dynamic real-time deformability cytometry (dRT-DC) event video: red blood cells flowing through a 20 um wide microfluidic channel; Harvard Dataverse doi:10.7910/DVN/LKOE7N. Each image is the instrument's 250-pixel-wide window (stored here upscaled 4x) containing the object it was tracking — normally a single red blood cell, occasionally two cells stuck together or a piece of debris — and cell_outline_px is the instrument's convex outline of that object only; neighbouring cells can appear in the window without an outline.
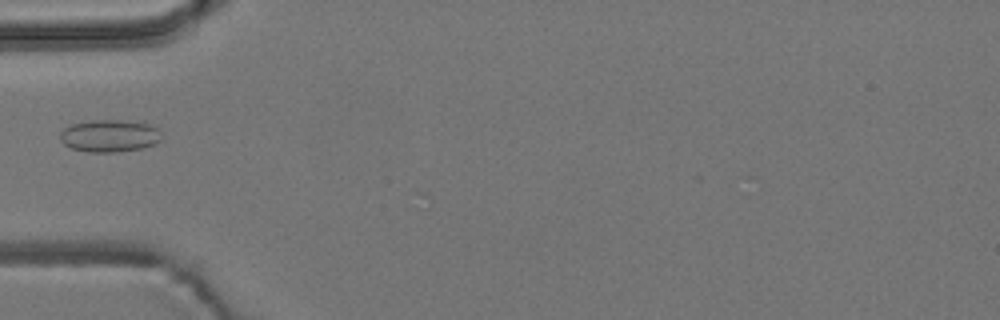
{"species": "common noctule bat (a hibernating species)", "species_latin": "Nyctalus noctula", "temperature_condition": "room temperature", "stored_images_in_passage": 4, "camera_frame_rate_fps": 3000, "um_per_image_px": 0.085, "animal": {"sex": "male", "body_mass_g": 19.2, "forearm_length_mm": 51.8}, "frame": {"image": 1, "passage_image": 2, "time_ms": 0.333, "image_size_px": [1000, 320], "cell_outline_px": [[160, 140], [156, 144], [144, 148], [116, 152], [88, 152], [72, 148], [64, 144], [60, 140], [60, 132], [64, 128], [72, 124], [92, 120], [144, 120], [156, 128]], "centroid_in_image_um": [9.33, 11.53], "position_along_channel_um": 75.7, "area_um2": 19.36}}
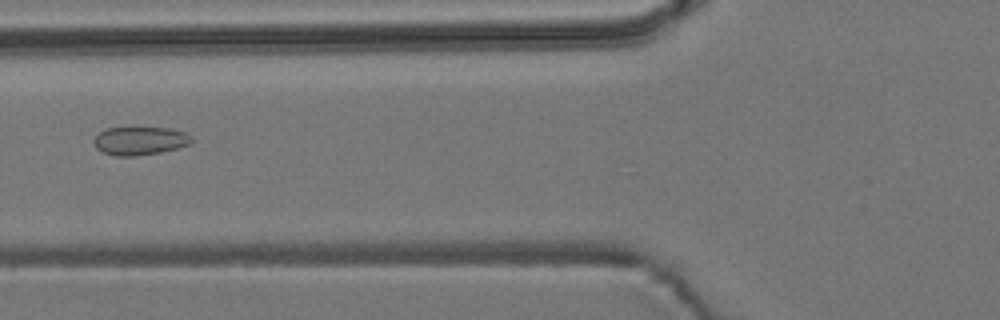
{"frame": {"image": 2, "passage_image": 3, "time_ms": 0.667, "image_size_px": [1000, 320], "cell_outline_px": [[192, 140], [188, 144], [176, 148], [160, 152], [136, 156], [116, 156], [104, 152], [96, 148], [96, 136], [104, 128], [168, 128], [184, 132], [192, 136]], "centroid_in_image_um": [11.9, 11.97], "position_along_channel_um": 113.9, "area_um2": 15.78}}